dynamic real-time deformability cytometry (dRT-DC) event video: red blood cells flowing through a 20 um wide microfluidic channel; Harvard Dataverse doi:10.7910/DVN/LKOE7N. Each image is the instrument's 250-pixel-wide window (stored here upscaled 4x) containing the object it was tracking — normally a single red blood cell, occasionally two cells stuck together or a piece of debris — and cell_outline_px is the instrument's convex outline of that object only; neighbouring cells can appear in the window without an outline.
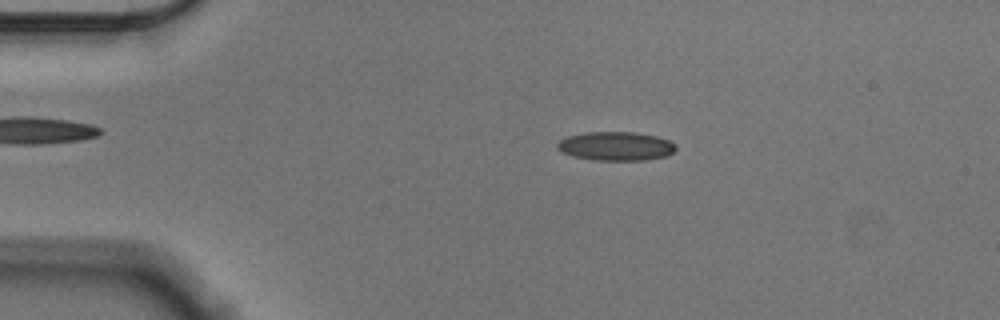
{"species": "Egyptian fruit bat (a non-hibernating species)", "species_latin": "Rousettus aegyptiacus", "temperature_condition": "cold", "stored_images_in_passage": 56, "camera_frame_rate_fps": 3000, "um_per_image_px": 0.085, "animal": {"sex": "male"}, "frame": {"image": 1, "passage_image": 11, "time_ms": 3.333, "image_size_px": [1000, 320], "cell_outline_px": [[676, 148], [672, 152], [664, 156], [644, 160], [592, 160], [572, 156], [556, 148], [556, 144], [560, 140], [568, 136], [588, 132], [636, 132], [656, 136], [668, 140], [676, 144]], "centroid_in_image_um": [52.33, 12.42], "position_along_channel_um": 32.7, "area_um2": 19.83}}
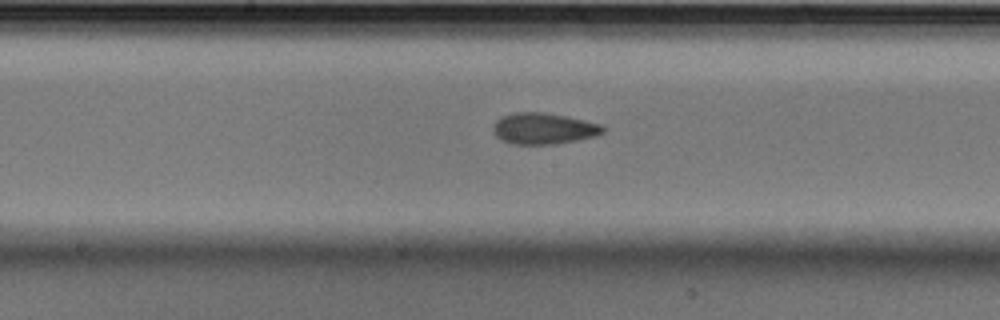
{"frame": {"image": 2, "passage_image": 29, "time_ms": 9.333, "image_size_px": [1000, 320], "cell_outline_px": [[604, 132], [596, 136], [556, 144], [512, 144], [500, 140], [492, 132], [492, 128], [496, 120], [512, 112], [544, 112], [568, 116], [600, 124], [604, 128]], "centroid_in_image_um": [46.18, 10.92], "position_along_channel_um": 202.0, "area_um2": 20.11}}
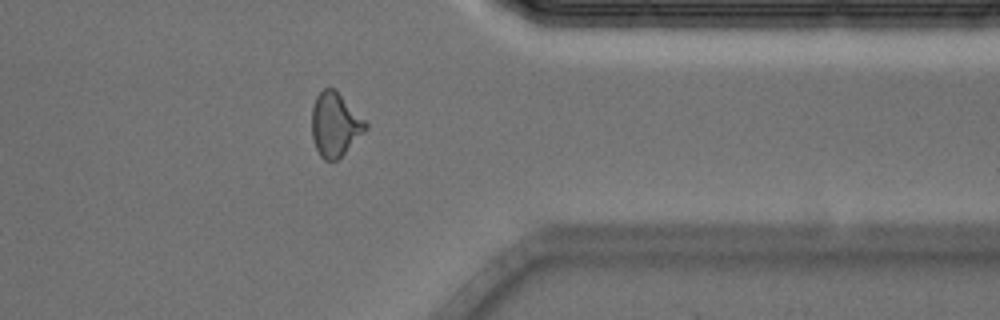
{"frame": {"image": 3, "passage_image": 45, "time_ms": 14.667, "image_size_px": [1000, 320], "cell_outline_px": [[368, 128], [336, 160], [324, 160], [320, 156], [312, 140], [312, 108], [316, 96], [324, 88], [332, 88], [368, 124]], "centroid_in_image_um": [28.44, 10.61], "position_along_channel_um": 383.0, "area_um2": 19.36}, "authors_computed_cell_mechanics": {"area_um2": 19.4208, "velocity_mm_per_s": 3.5626, "shape_relaxation_time_tau1_ms": 7.0707, "shape_relaxation_time_tau2_ms": 3.9662, "deformation_change_tau1": 0.1362, "deformation_change_tau2": 0.1086}}